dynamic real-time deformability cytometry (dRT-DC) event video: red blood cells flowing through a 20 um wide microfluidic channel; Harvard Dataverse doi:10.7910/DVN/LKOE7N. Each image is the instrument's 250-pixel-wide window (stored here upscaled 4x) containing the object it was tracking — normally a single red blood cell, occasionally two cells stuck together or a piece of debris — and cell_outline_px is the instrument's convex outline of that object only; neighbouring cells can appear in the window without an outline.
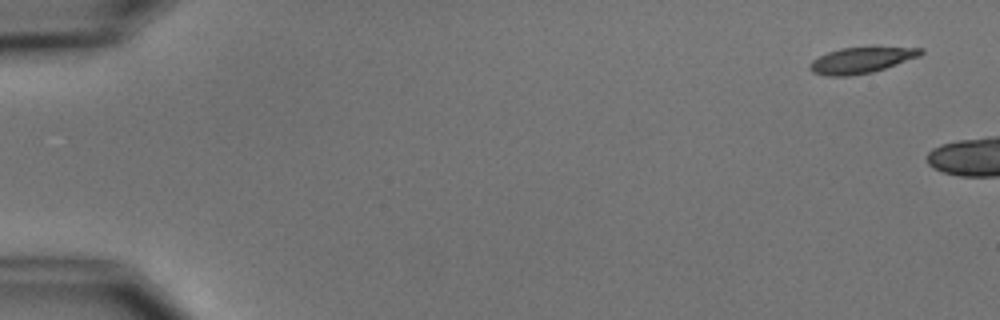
{"species": "common noctule bat (a hibernating species)", "species_latin": "Nyctalus noctula", "temperature_condition": "cold", "stored_images_in_passage": 3, "camera_frame_rate_fps": 3000, "um_per_image_px": 0.085, "animal": {"sex": "male", "body_mass_g": 15.6}, "frame": {"image": 1, "passage_image": 1, "time_ms": 0.0, "image_size_px": [1000, 320], "cell_outline_px": [[924, 52], [920, 56], [872, 72], [848, 76], [828, 76], [812, 72], [808, 68], [808, 64], [812, 60], [828, 52], [840, 48], [924, 48]], "centroid_in_image_um": [73.15, 5.13], "position_along_channel_um": 11.8, "area_um2": 16.42}}